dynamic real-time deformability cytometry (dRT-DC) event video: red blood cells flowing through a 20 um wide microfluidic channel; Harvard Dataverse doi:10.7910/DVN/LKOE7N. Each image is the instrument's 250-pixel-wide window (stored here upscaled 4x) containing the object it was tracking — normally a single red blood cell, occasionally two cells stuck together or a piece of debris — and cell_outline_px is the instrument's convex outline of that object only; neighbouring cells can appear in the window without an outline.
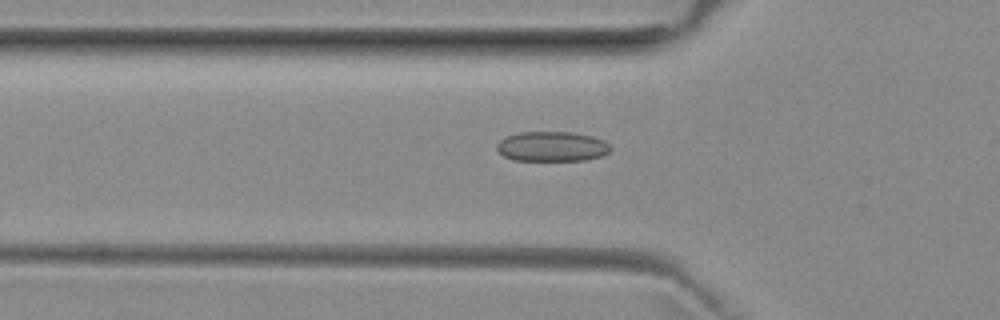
{"species": "common noctule bat (a hibernating species)", "species_latin": "Nyctalus noctula", "temperature_condition": "room temperature", "stored_images_in_passage": 40, "camera_frame_rate_fps": 3000, "um_per_image_px": 0.085, "animal": {"sex": "female", "body_mass_g": 29.2, "forearm_length_mm": 56.3}, "frame": {"image": 1, "passage_image": 13, "time_ms": 4.0, "image_size_px": [1000, 320], "cell_outline_px": [[612, 148], [608, 152], [600, 156], [584, 160], [512, 160], [504, 156], [496, 148], [496, 144], [500, 140], [508, 136], [520, 132], [572, 132], [592, 136], [604, 140]], "centroid_in_image_um": [46.91, 12.44], "position_along_channel_um": 78.9, "area_um2": 19.71}}
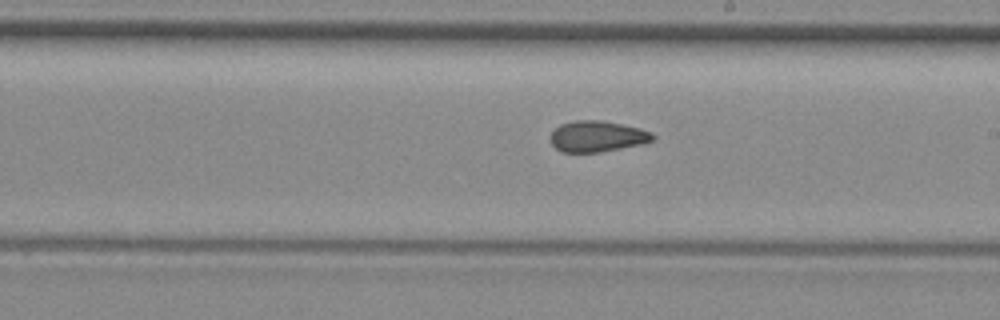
{"frame": {"image": 2, "passage_image": 25, "time_ms": 8.0, "image_size_px": [1000, 320], "cell_outline_px": [[656, 136], [652, 140], [644, 144], [596, 152], [560, 152], [552, 144], [552, 132], [560, 124], [576, 120], [600, 120], [640, 128], [652, 132]], "centroid_in_image_um": [50.79, 11.59], "position_along_channel_um": 238.2, "area_um2": 18.32}}
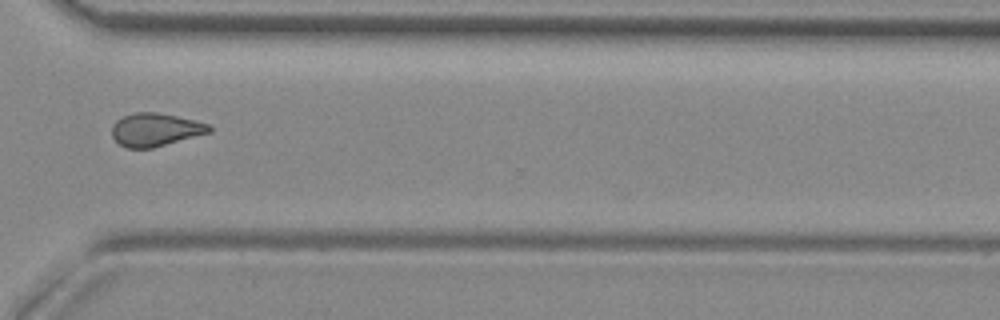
{"frame": {"image": 3, "passage_image": 34, "time_ms": 11.0, "image_size_px": [1000, 320], "cell_outline_px": [[212, 132], [152, 148], [128, 148], [120, 144], [112, 136], [112, 128], [116, 120], [124, 116], [136, 112], [156, 112], [176, 116], [208, 124], [212, 128]], "centroid_in_image_um": [13.21, 11.02], "position_along_channel_um": 357.4, "area_um2": 18.55}, "authors_computed_cell_mechanics": {"area_um2": 18.8428, "velocity_mm_per_s": 3.9634, "shape_relaxation_time_tau1_ms": null, "shape_relaxation_time_tau2_ms": 2.3391, "deformation_change_tau1": null, "deformation_change_tau2": 0.0789}}